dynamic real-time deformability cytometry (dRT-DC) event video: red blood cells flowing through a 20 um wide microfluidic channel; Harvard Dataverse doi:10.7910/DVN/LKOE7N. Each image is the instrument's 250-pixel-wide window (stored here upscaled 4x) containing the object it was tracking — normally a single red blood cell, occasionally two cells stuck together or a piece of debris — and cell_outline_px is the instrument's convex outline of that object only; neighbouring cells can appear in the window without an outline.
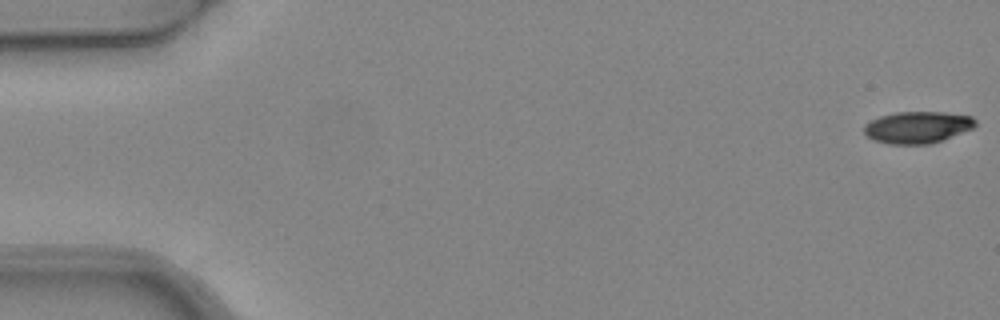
{"species": "common noctule bat (a hibernating species)", "species_latin": "Nyctalus noctula", "temperature_condition": "warm", "stored_images_in_passage": 5, "camera_frame_rate_fps": 3000, "um_per_image_px": 0.085, "animal": {"sex": "female", "body_mass_g": 24.6, "forearm_length_mm": 56.2}, "frame": {"image": 1, "passage_image": 1, "time_ms": 0.0, "image_size_px": [1000, 320], "cell_outline_px": [[976, 124], [972, 128], [940, 140], [928, 144], [888, 144], [876, 140], [868, 136], [864, 132], [864, 124], [880, 116], [896, 112], [944, 112], [972, 116], [976, 120]], "centroid_in_image_um": [77.97, 10.8], "position_along_channel_um": 7.0, "area_um2": 20.35}}
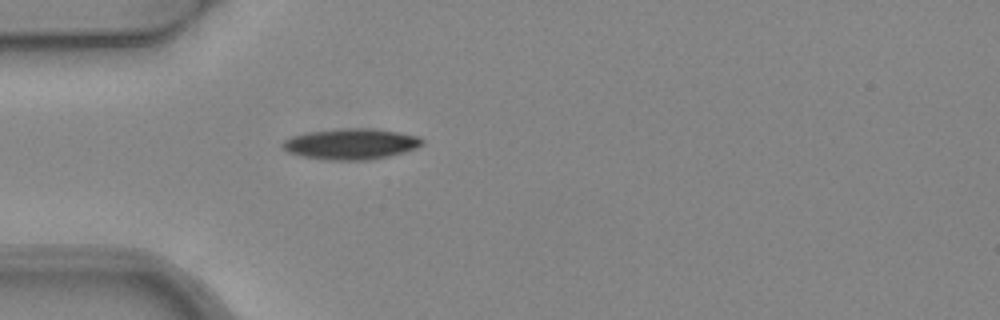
{"frame": {"image": 2, "passage_image": 5, "time_ms": 1.333, "image_size_px": [1000, 320], "cell_outline_px": [[424, 144], [416, 148], [404, 152], [388, 156], [368, 160], [336, 160], [304, 156], [288, 152], [280, 148], [280, 144], [284, 140], [292, 136], [308, 132], [344, 128], [372, 128], [400, 132], [420, 136], [424, 140]], "centroid_in_image_um": [29.86, 12.22], "position_along_channel_um": 55.1, "area_um2": 25.14}}